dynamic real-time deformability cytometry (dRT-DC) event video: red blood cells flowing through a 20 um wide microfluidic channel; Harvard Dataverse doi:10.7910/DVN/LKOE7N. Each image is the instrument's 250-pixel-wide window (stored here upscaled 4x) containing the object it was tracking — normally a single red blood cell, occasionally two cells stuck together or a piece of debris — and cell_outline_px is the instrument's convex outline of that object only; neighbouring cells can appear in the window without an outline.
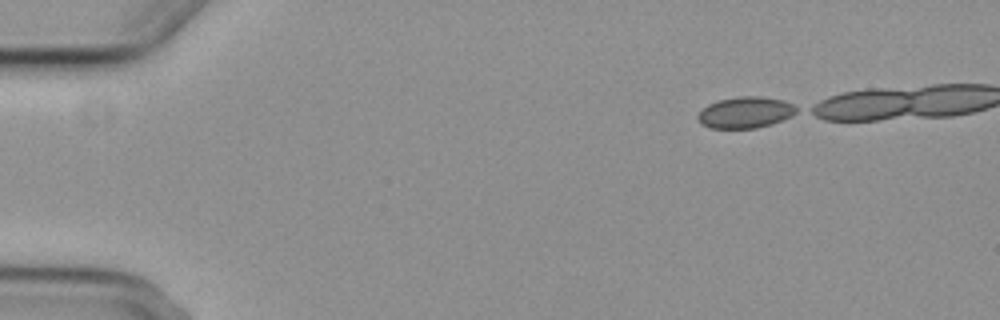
{"species": "common noctule bat (a hibernating species)", "species_latin": "Nyctalus noctula", "temperature_condition": "cold", "stored_images_in_passage": 8, "camera_frame_rate_fps": 3000, "um_per_image_px": 0.085, "animal": {"sex": "female", "body_mass_g": 29.2, "forearm_length_mm": 56.3}, "frame": {"image": 1, "passage_image": 1, "time_ms": 0.0, "image_size_px": [1000, 320], "cell_outline_px": [[800, 112], [792, 116], [756, 128], [712, 128], [700, 124], [696, 116], [708, 104], [716, 100], [740, 96], [760, 96], [784, 100], [800, 108]], "centroid_in_image_um": [63.38, 9.54], "position_along_channel_um": 21.6, "area_um2": 18.09}}
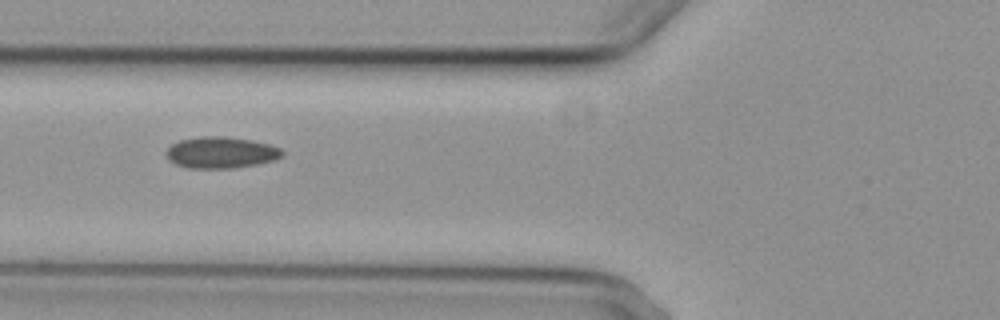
{"frame": {"image": 2, "passage_image": 7, "time_ms": 7.667, "image_size_px": [1000, 320], "cell_outline_px": [[284, 156], [276, 160], [236, 168], [188, 168], [176, 164], [168, 160], [164, 152], [172, 144], [180, 140], [200, 136], [224, 136], [252, 140], [272, 144], [280, 148], [284, 152]], "centroid_in_image_um": [18.8, 12.96], "position_along_channel_um": 107.0, "area_um2": 21.56}}
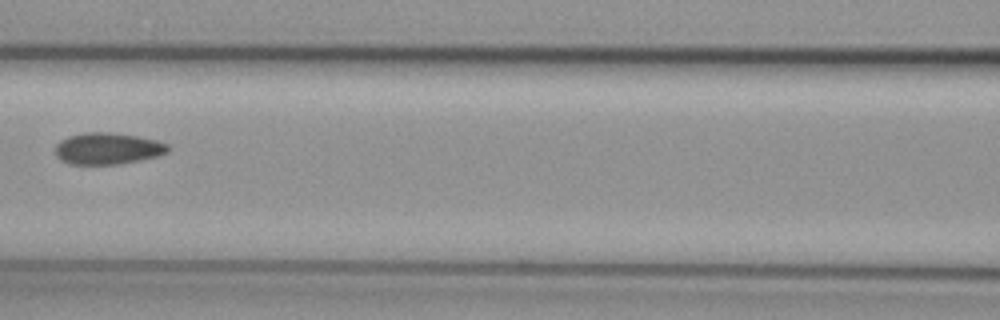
{"frame": {"image": 3, "passage_image": 8, "time_ms": 9.0, "image_size_px": [1000, 320], "cell_outline_px": [[168, 152], [156, 156], [140, 160], [116, 164], [68, 164], [60, 160], [56, 156], [56, 144], [60, 140], [68, 136], [84, 132], [112, 132], [136, 136], [156, 140], [168, 144]], "centroid_in_image_um": [9.11, 12.62], "position_along_channel_um": 157.5, "area_um2": 20.75}}